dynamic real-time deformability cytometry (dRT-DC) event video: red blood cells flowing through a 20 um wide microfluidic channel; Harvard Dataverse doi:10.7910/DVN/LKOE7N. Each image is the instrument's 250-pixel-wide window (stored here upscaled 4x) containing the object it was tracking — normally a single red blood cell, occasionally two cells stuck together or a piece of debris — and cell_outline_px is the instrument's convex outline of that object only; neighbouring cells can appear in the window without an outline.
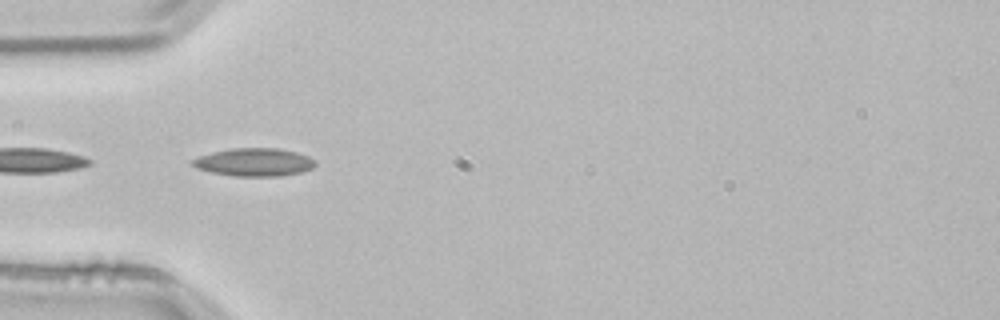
{"species": "common noctule bat (a hibernating species)", "species_latin": "Nyctalus noctula", "temperature_condition": "room temperature", "stored_images_in_passage": 8, "camera_frame_rate_fps": 3000, "um_per_image_px": 0.085, "animal": {"sex": "male", "body_mass_g": 21.5, "forearm_length_mm": 52.0}, "frame": {"image": 1, "passage_image": 1, "time_ms": 0.0, "image_size_px": [1000, 320], "cell_outline_px": [[316, 164], [312, 168], [300, 172], [280, 176], [232, 176], [212, 172], [196, 168], [192, 164], [192, 160], [200, 156], [212, 152], [232, 148], [276, 148], [296, 152], [308, 156]], "centroid_in_image_um": [21.59, 13.79], "position_along_channel_um": 63.4, "area_um2": 19.83}}